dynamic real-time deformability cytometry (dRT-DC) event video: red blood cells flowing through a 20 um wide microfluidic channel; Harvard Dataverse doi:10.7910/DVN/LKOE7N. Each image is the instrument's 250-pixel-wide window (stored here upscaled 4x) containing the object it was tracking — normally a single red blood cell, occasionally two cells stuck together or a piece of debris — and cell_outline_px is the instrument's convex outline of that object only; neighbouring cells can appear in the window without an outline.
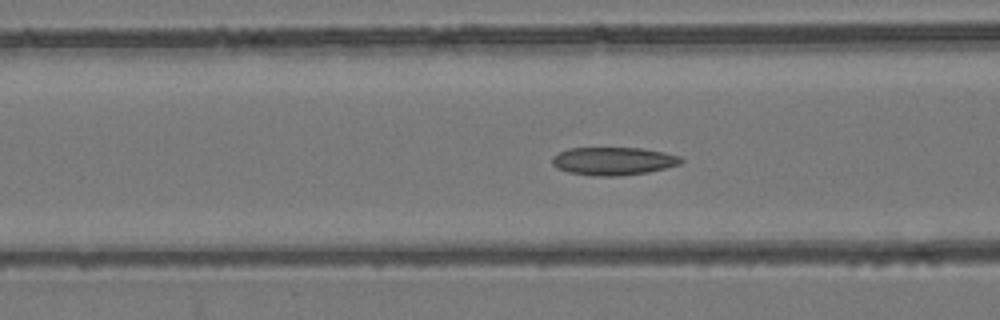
{"species": "common noctule bat (a hibernating species)", "species_latin": "Nyctalus noctula", "temperature_condition": "room temperature", "stored_images_in_passage": 55, "camera_frame_rate_fps": 3000, "um_per_image_px": 0.085, "animal": {"sex": "female", "body_mass_g": 24.6, "forearm_length_mm": 56.2}, "frame": {"image": 1, "passage_image": 21, "time_ms": 6.667, "image_size_px": [1000, 320], "cell_outline_px": [[684, 160], [680, 164], [648, 172], [616, 176], [596, 176], [568, 172], [556, 168], [552, 164], [552, 156], [568, 148], [640, 148], [664, 152], [680, 156]], "centroid_in_image_um": [52.12, 13.69], "position_along_channel_um": 114.5, "area_um2": 20.98}}
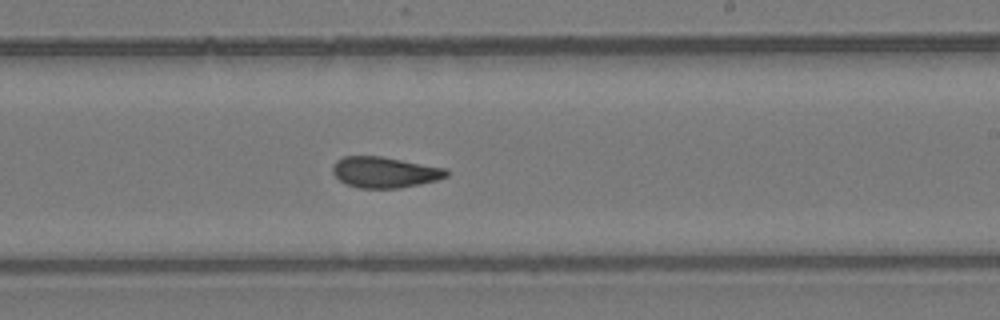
{"frame": {"image": 2, "passage_image": 32, "time_ms": 10.333, "image_size_px": [1000, 320], "cell_outline_px": [[448, 176], [436, 180], [420, 184], [400, 188], [356, 188], [340, 180], [332, 172], [332, 164], [336, 160], [344, 156], [380, 156], [448, 168]], "centroid_in_image_um": [32.7, 14.64], "position_along_channel_um": 256.3, "area_um2": 20.58}}
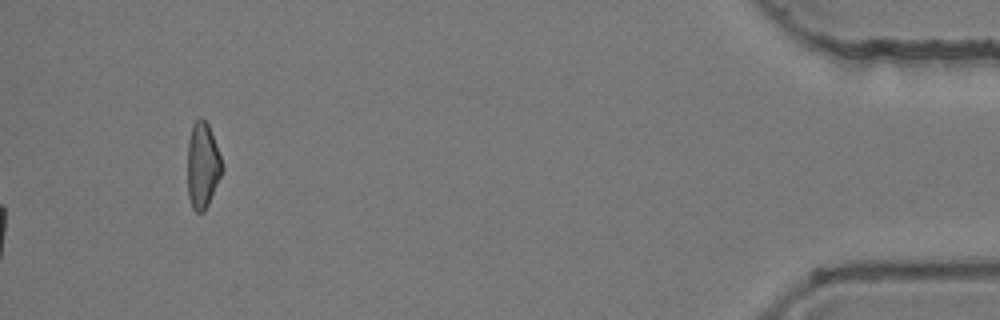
{"frame": {"image": 3, "passage_image": 55, "time_ms": 18.0, "image_size_px": [1000, 320], "cell_outline_px": [[224, 168], [208, 204], [204, 212], [196, 212], [192, 208], [188, 196], [188, 140], [192, 124], [200, 116], [208, 124], [220, 156]], "centroid_in_image_um": [17.21, 14.06], "position_along_channel_um": 418.0, "area_um2": 17.17}, "authors_computed_cell_mechanics": {"area_um2": 20.9236, "velocity_mm_per_s": 3.8657, "shape_relaxation_time_tau1_ms": null, "shape_relaxation_time_tau2_ms": 3.054, "deformation_change_tau1": null, "deformation_change_tau2": 0.0945}}